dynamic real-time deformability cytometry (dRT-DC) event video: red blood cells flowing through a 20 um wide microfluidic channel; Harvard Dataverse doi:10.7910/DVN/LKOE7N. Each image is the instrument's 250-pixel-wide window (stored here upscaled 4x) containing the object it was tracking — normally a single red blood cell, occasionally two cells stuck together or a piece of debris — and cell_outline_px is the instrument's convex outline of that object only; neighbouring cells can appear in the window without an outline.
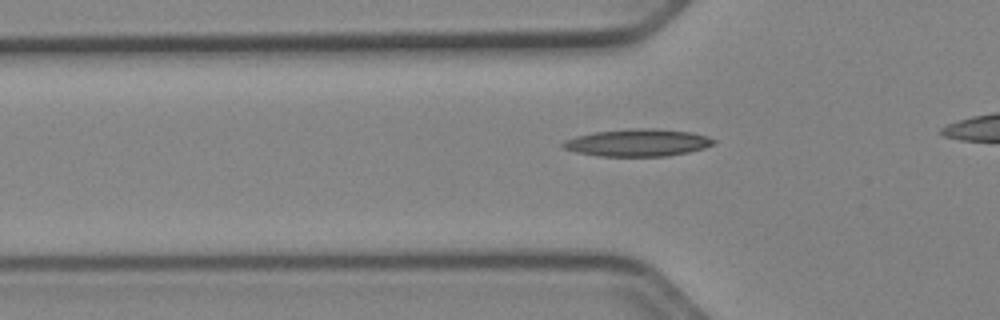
{"species": "Egyptian fruit bat (a non-hibernating species)", "species_latin": "Rousettus aegyptiacus", "temperature_condition": "cold", "stored_images_in_passage": 37, "camera_frame_rate_fps": 3000, "um_per_image_px": 0.085, "animal": {"sex": "female"}, "frame": {"image": 1, "passage_image": 12, "time_ms": 3.667, "image_size_px": [1000, 320], "cell_outline_px": [[716, 144], [704, 148], [688, 152], [668, 156], [600, 156], [576, 152], [564, 148], [560, 144], [564, 140], [576, 136], [596, 132], [628, 128], [656, 128], [692, 132], [708, 136], [716, 140]], "centroid_in_image_um": [54.24, 12.12], "position_along_channel_um": 71.6, "area_um2": 24.16}}
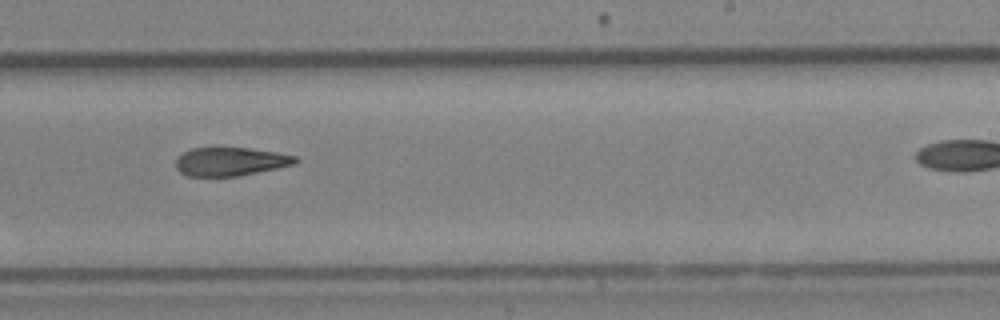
{"frame": {"image": 2, "passage_image": 27, "time_ms": 8.667, "image_size_px": [1000, 320], "cell_outline_px": [[300, 160], [296, 164], [236, 176], [188, 176], [180, 172], [176, 168], [176, 156], [192, 148], [212, 144], [248, 148], [276, 152], [296, 156]], "centroid_in_image_um": [19.53, 13.68], "position_along_channel_um": 269.5, "area_um2": 20.58}}
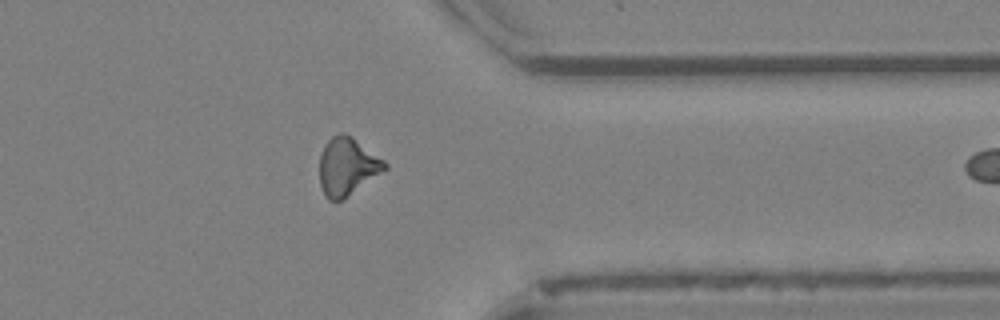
{"frame": {"image": 3, "passage_image": 36, "time_ms": 11.667, "image_size_px": [1000, 320], "cell_outline_px": [[388, 168], [344, 200], [328, 200], [324, 196], [320, 184], [320, 156], [328, 140], [332, 136], [340, 132], [344, 132], [352, 136], [384, 160], [388, 164]], "centroid_in_image_um": [29.53, 14.17], "position_along_channel_um": 381.9, "area_um2": 22.08}}